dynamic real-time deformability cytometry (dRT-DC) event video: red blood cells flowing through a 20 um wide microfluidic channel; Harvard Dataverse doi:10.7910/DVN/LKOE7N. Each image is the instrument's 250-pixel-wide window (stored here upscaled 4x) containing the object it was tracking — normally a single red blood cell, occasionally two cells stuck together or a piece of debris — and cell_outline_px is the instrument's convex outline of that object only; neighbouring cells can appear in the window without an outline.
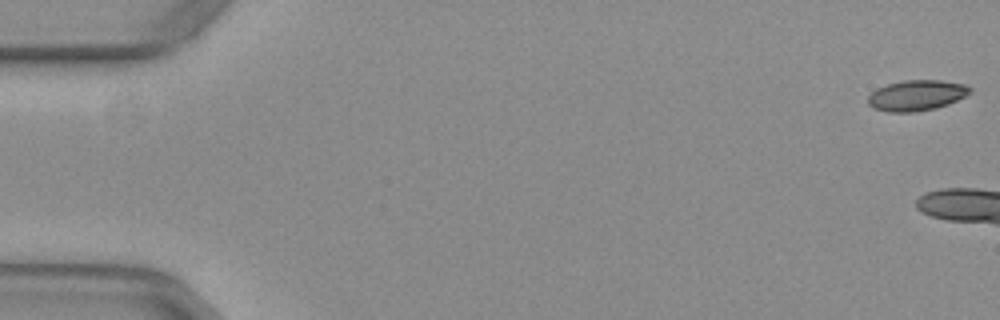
{"species": "common noctule bat (a hibernating species)", "species_latin": "Nyctalus noctula", "temperature_condition": "warm", "stored_images_in_passage": 6, "camera_frame_rate_fps": 3000, "um_per_image_px": 0.085, "animal": {"sex": "female", "body_mass_g": 29.2, "forearm_length_mm": 56.3}, "frame": {"image": 1, "passage_image": 1, "time_ms": 0.0, "image_size_px": [1000, 320], "cell_outline_px": [[972, 92], [948, 104], [936, 108], [916, 112], [888, 112], [872, 108], [868, 104], [868, 96], [876, 88], [888, 84], [904, 80], [940, 80], [968, 84], [972, 88]], "centroid_in_image_um": [77.91, 8.1], "position_along_channel_um": 7.1, "area_um2": 18.38}}